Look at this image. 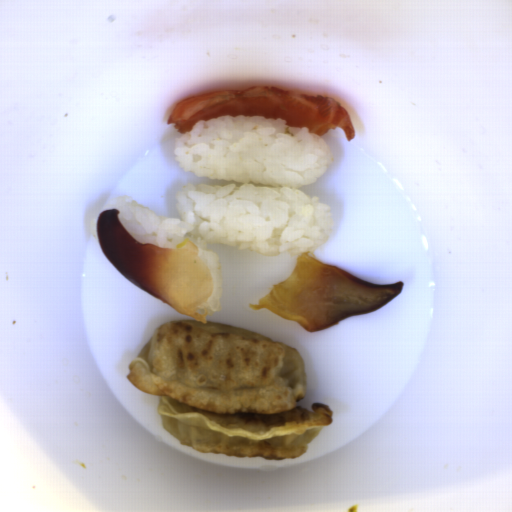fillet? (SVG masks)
I'll return each mask as SVG.
<instances>
[{
    "mask_svg": "<svg viewBox=\"0 0 512 512\" xmlns=\"http://www.w3.org/2000/svg\"><path fill=\"white\" fill-rule=\"evenodd\" d=\"M120 209L101 212L97 220L99 246L105 258L137 287L184 316L206 324L213 311L199 309L213 293L212 275L198 255V246L182 248L141 244L121 224Z\"/></svg>",
    "mask_w": 512,
    "mask_h": 512,
    "instance_id": "25842a12",
    "label": "fillet"
},
{
    "mask_svg": "<svg viewBox=\"0 0 512 512\" xmlns=\"http://www.w3.org/2000/svg\"><path fill=\"white\" fill-rule=\"evenodd\" d=\"M404 282L373 285L300 252L293 272L272 286L254 310L267 309L297 322L308 332L332 327L349 317L381 309L402 291Z\"/></svg>",
    "mask_w": 512,
    "mask_h": 512,
    "instance_id": "e2c912f1",
    "label": "fillet"
},
{
    "mask_svg": "<svg viewBox=\"0 0 512 512\" xmlns=\"http://www.w3.org/2000/svg\"><path fill=\"white\" fill-rule=\"evenodd\" d=\"M284 119L289 127L308 128L320 137L340 128L352 142L355 129L349 112L332 97L286 91L270 85L215 91L179 102L167 119L184 135L201 120L220 116Z\"/></svg>",
    "mask_w": 512,
    "mask_h": 512,
    "instance_id": "e495c32b",
    "label": "fillet"
}]
</instances>
